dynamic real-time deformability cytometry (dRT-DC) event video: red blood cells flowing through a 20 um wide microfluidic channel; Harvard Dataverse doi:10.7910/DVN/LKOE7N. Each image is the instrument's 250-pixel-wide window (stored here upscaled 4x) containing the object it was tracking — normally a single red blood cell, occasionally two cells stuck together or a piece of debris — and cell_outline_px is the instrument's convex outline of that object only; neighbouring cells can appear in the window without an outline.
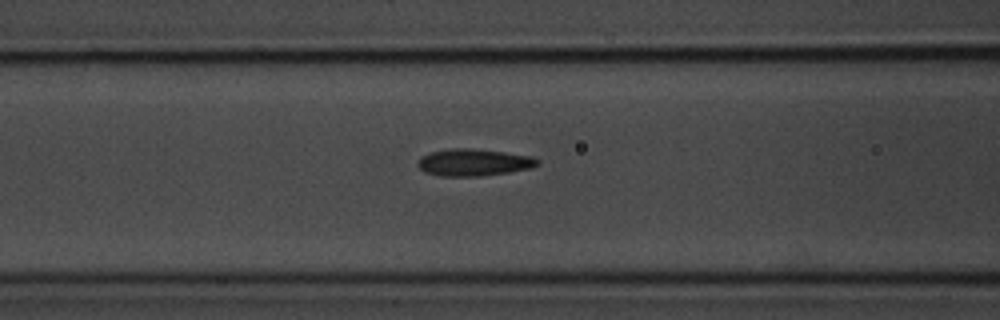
{"species": "common noctule bat (a hibernating species)", "species_latin": "Nyctalus noctula", "temperature_condition": "room temperature", "stored_images_in_passage": 3, "camera_frame_rate_fps": 3000, "um_per_image_px": 0.085, "animal": {"sex": "male", "body_mass_g": 20.1, "forearm_length_mm": 53.5}, "frame": {"image": 1, "passage_image": 3, "time_ms": 3.333, "image_size_px": [1000, 320], "cell_outline_px": [[540, 164], [532, 168], [508, 172], [480, 176], [440, 176], [424, 172], [416, 164], [424, 156], [432, 152], [452, 148], [468, 148], [504, 152], [532, 156], [540, 160]], "centroid_in_image_um": [40.31, 13.81], "position_along_channel_um": 126.3, "area_um2": 18.73}}